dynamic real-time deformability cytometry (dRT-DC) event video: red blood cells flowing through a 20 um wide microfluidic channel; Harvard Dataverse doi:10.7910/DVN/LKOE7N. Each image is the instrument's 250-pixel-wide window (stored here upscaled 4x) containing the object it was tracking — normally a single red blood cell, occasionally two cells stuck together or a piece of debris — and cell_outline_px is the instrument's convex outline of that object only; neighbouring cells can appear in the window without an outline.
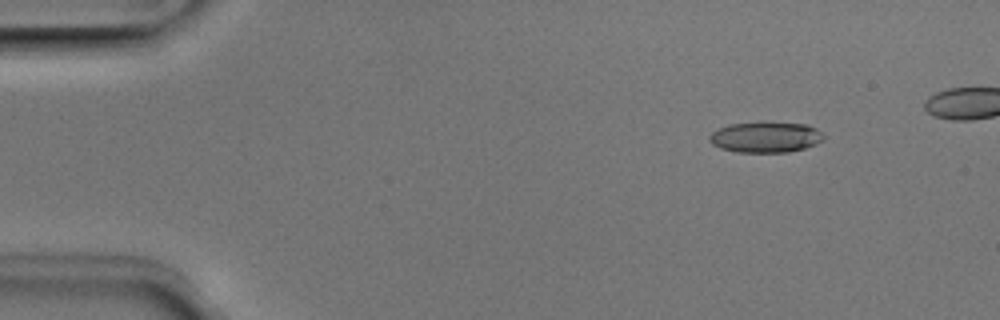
{"species": "Egyptian fruit bat (a non-hibernating species)", "species_latin": "Rousettus aegyptiacus", "temperature_condition": "room temperature", "stored_images_in_passage": 46, "camera_frame_rate_fps": 3000, "um_per_image_px": 0.085, "animal": {"sex": "male"}, "frame": {"image": 1, "passage_image": 6, "time_ms": 1.667, "image_size_px": [1000, 320], "cell_outline_px": [[824, 140], [816, 144], [804, 148], [788, 152], [736, 152], [720, 148], [712, 144], [708, 140], [708, 136], [712, 132], [728, 124], [760, 120], [768, 120], [808, 124], [816, 128], [824, 136]], "centroid_in_image_um": [65.07, 11.61], "position_along_channel_um": 19.9, "area_um2": 21.21}}
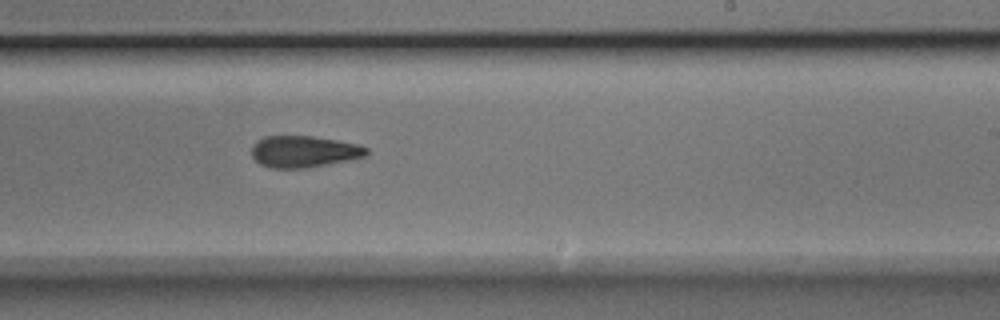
{"frame": {"image": 2, "passage_image": 31, "time_ms": 10.0, "image_size_px": [1000, 320], "cell_outline_px": [[368, 156], [348, 160], [304, 168], [272, 168], [260, 164], [252, 156], [252, 144], [256, 140], [264, 136], [312, 136], [360, 144], [368, 148]], "centroid_in_image_um": [25.83, 12.87], "position_along_channel_um": 263.2, "area_um2": 21.21}}
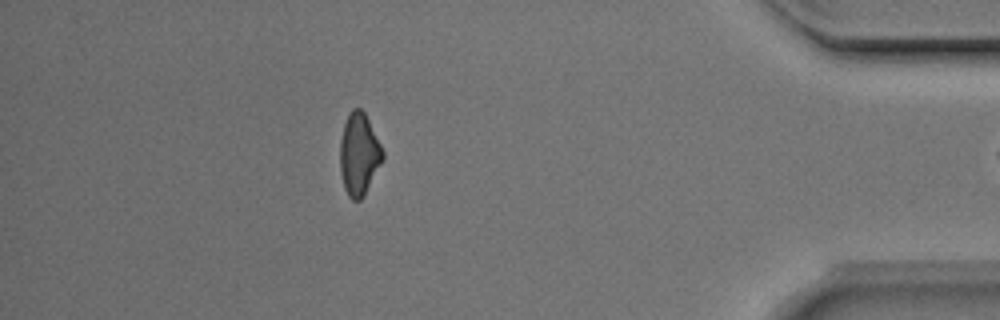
{"frame": {"image": 3, "passage_image": 45, "time_ms": 14.667, "image_size_px": [1000, 320], "cell_outline_px": [[384, 160], [364, 196], [360, 200], [352, 200], [348, 196], [344, 188], [340, 172], [340, 140], [344, 124], [348, 112], [352, 108], [360, 108], [364, 112], [384, 152]], "centroid_in_image_um": [30.51, 13.13], "position_along_channel_um": 404.7, "area_um2": 20.58}}